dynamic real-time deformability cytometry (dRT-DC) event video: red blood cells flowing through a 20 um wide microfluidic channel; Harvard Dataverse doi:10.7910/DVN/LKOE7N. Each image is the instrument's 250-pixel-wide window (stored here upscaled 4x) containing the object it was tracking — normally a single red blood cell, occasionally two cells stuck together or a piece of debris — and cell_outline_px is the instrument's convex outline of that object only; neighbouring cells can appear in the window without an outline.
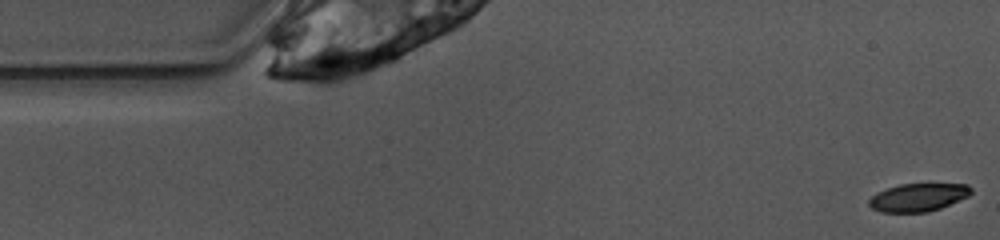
{"species": "common noctule bat (a hibernating species)", "species_latin": "Nyctalus noctula", "temperature_condition": "warm", "stored_images_in_passage": 3, "camera_frame_rate_fps": 3000, "um_per_image_px": 0.085, "animal": {"sex": "female", "body_mass_g": 10.0, "forearm_length_mm": 53.1}, "frame": {"image": 1, "passage_image": 1, "time_ms": 0.0, "image_size_px": [1000, 240], "cell_outline_px": [[972, 192], [968, 196], [940, 208], [928, 212], [880, 212], [872, 208], [868, 204], [868, 200], [876, 192], [900, 184], [968, 184], [972, 188]], "centroid_in_image_um": [78.03, 16.77], "position_along_channel_um": 7.0, "area_um2": 16.59}}